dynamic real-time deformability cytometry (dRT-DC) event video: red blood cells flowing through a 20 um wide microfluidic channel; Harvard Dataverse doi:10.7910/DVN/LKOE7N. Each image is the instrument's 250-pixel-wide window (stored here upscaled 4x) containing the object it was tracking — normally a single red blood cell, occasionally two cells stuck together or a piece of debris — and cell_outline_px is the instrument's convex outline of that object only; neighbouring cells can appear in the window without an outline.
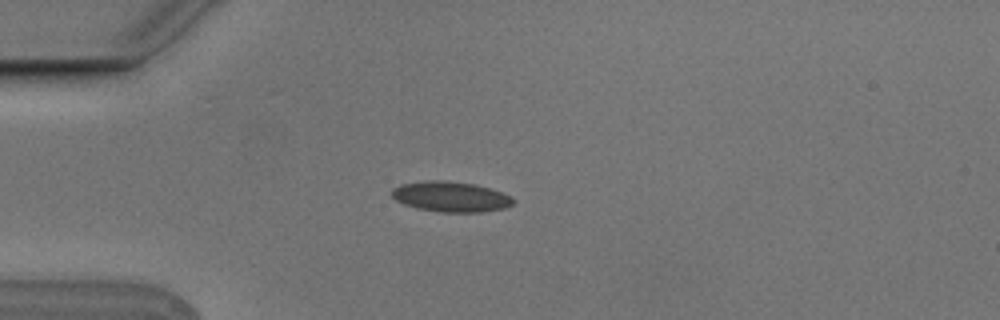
{"species": "Egyptian fruit bat (a non-hibernating species)", "species_latin": "Rousettus aegyptiacus", "temperature_condition": "cold", "stored_images_in_passage": 4, "camera_frame_rate_fps": 3000, "um_per_image_px": 0.085, "animal": {"sex": "male"}, "frame": {"image": 1, "passage_image": 2, "time_ms": 0.333, "image_size_px": [1000, 320], "cell_outline_px": [[516, 200], [512, 204], [504, 208], [484, 212], [440, 212], [416, 208], [404, 204], [396, 200], [392, 196], [392, 188], [400, 184], [424, 180], [444, 180], [476, 184], [512, 196]], "centroid_in_image_um": [38.3, 16.71], "position_along_channel_um": 46.7, "area_um2": 21.62}}